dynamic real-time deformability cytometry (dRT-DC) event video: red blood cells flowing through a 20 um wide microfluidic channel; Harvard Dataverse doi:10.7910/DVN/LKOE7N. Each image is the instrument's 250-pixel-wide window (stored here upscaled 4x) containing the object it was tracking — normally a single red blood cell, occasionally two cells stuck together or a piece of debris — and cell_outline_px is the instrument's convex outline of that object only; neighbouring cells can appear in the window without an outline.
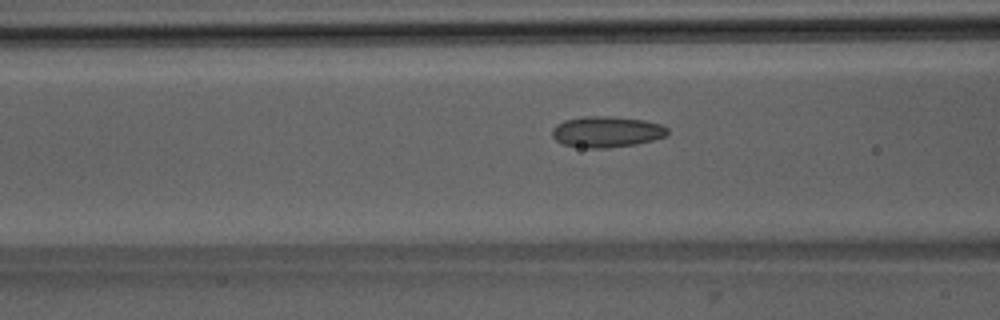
{"species": "Egyptian fruit bat (a non-hibernating species)", "species_latin": "Rousettus aegyptiacus", "temperature_condition": "room temperature", "stored_images_in_passage": 42, "camera_frame_rate_fps": 3000, "um_per_image_px": 0.085, "animal": {"sex": "male"}, "frame": {"image": 1, "passage_image": 11, "time_ms": 3.333, "image_size_px": [1000, 320], "cell_outline_px": [[668, 132], [664, 136], [652, 140], [636, 144], [608, 148], [588, 148], [564, 144], [556, 140], [552, 136], [552, 128], [556, 124], [564, 120], [584, 116], [612, 116], [644, 120], [660, 124], [668, 128]], "centroid_in_image_um": [51.54, 11.19], "position_along_channel_um": 115.1, "area_um2": 20.81}}
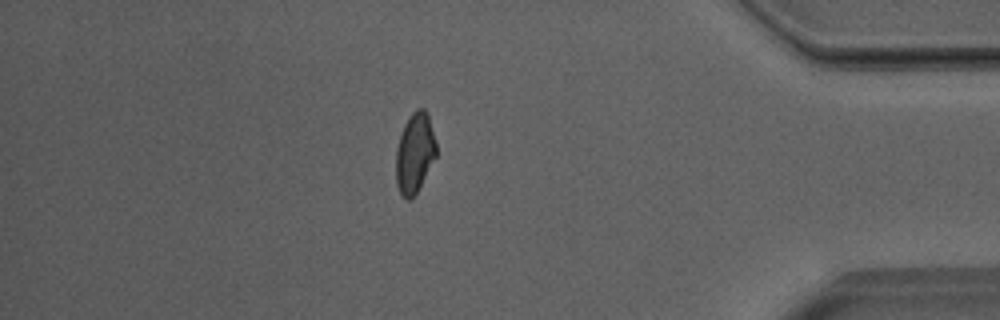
{"frame": {"image": 2, "passage_image": 35, "time_ms": 11.333, "image_size_px": [1000, 320], "cell_outline_px": [[436, 156], [416, 192], [408, 200], [400, 192], [396, 184], [396, 148], [404, 124], [408, 116], [416, 108], [424, 108], [428, 116], [436, 144]], "centroid_in_image_um": [35.23, 12.96], "position_along_channel_um": 400.0, "area_um2": 18.44}}
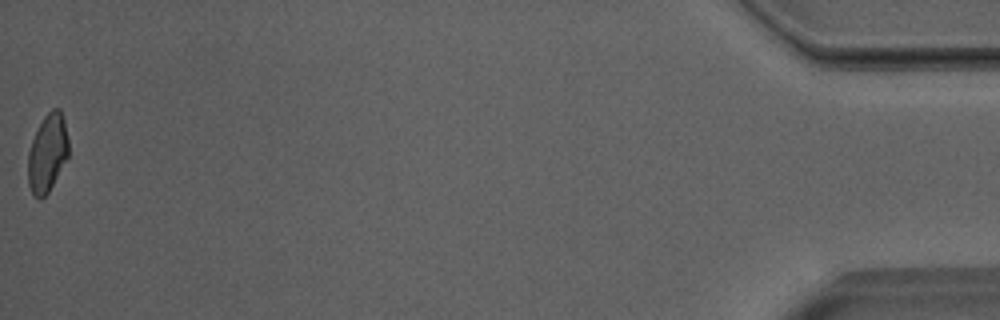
{"frame": {"image": 3, "passage_image": 42, "time_ms": 13.667, "image_size_px": [1000, 320], "cell_outline_px": [[68, 156], [48, 192], [40, 200], [32, 192], [28, 184], [28, 152], [32, 140], [44, 116], [52, 108], [60, 108], [64, 120], [68, 140]], "centroid_in_image_um": [4.03, 12.99], "position_along_channel_um": 431.2, "area_um2": 18.15}, "authors_computed_cell_mechanics": {"area_um2": 19.4497, "velocity_mm_per_s": 4.015, "shape_relaxation_time_tau1_ms": null, "shape_relaxation_time_tau2_ms": 1.8916, "deformation_change_tau1": null, "deformation_change_tau2": 0.0909}}